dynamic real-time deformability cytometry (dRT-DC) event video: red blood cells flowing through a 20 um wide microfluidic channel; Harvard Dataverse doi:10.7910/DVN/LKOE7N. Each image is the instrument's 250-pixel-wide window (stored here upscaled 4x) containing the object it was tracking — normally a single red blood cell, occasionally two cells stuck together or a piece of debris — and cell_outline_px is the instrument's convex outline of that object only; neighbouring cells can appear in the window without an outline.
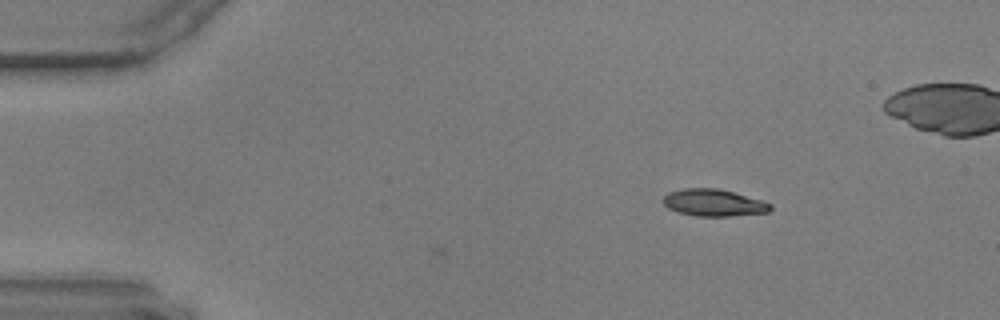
{"species": "common noctule bat (a hibernating species)", "species_latin": "Nyctalus noctula", "temperature_condition": "warm", "stored_images_in_passage": 3, "camera_frame_rate_fps": 3000, "um_per_image_px": 0.085, "animal": {"sex": "male", "body_mass_g": 17.9, "forearm_length_mm": 54.2}, "frame": {"image": 1, "passage_image": 3, "time_ms": 0.667, "image_size_px": [1000, 320], "cell_outline_px": [[772, 208], [768, 212], [728, 216], [696, 216], [676, 212], [668, 208], [660, 200], [668, 192], [684, 188], [716, 188], [764, 200], [772, 204]], "centroid_in_image_um": [60.64, 17.23], "position_along_channel_um": 24.4, "area_um2": 16.99}}